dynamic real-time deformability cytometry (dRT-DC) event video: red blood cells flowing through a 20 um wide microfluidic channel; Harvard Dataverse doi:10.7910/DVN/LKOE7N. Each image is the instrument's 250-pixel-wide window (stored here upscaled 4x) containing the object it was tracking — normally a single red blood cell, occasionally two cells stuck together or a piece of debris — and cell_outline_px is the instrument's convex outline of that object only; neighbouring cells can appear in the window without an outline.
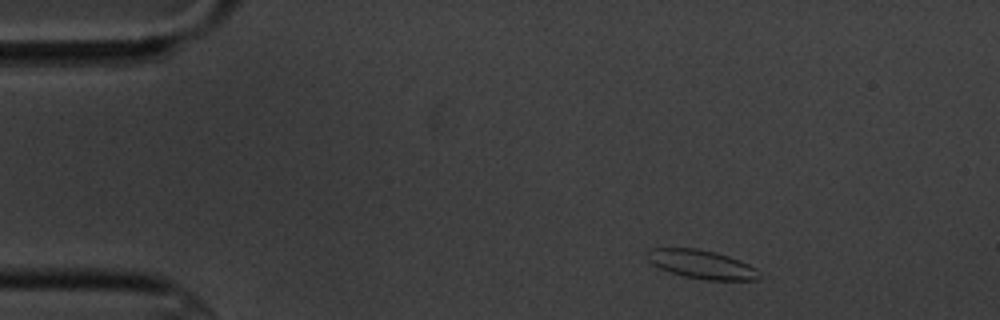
{"species": "common noctule bat (a hibernating species)", "species_latin": "Nyctalus noctula", "temperature_condition": "cold", "stored_images_in_passage": 3, "camera_frame_rate_fps": 3000, "um_per_image_px": 0.085, "animal": {"sex": "male", "body_mass_g": 20.1, "forearm_length_mm": 53.5}, "frame": {"image": 1, "passage_image": 1, "time_ms": 0.0, "image_size_px": [1000, 320], "cell_outline_px": [[760, 272], [756, 280], [704, 280], [684, 276], [660, 268], [652, 264], [648, 260], [648, 252], [652, 248], [696, 248], [716, 252], [740, 260], [756, 268]], "centroid_in_image_um": [59.66, 22.47], "position_along_channel_um": 25.3, "area_um2": 18.55}}